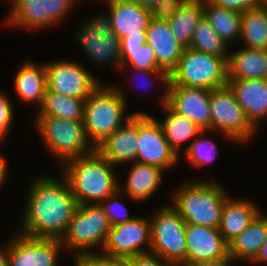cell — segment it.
Instances as JSON below:
<instances>
[{"mask_svg":"<svg viewBox=\"0 0 267 266\" xmlns=\"http://www.w3.org/2000/svg\"><path fill=\"white\" fill-rule=\"evenodd\" d=\"M208 131H202L190 145H188L184 150V155L186 159L195 168H201L209 163H211L215 156L217 155L216 144L206 137H202L203 134Z\"/></svg>","mask_w":267,"mask_h":266,"instance_id":"cell-33","label":"cell"},{"mask_svg":"<svg viewBox=\"0 0 267 266\" xmlns=\"http://www.w3.org/2000/svg\"><path fill=\"white\" fill-rule=\"evenodd\" d=\"M127 97L120 86L100 84L84 102L83 125L89 142L96 148L134 113L125 115Z\"/></svg>","mask_w":267,"mask_h":266,"instance_id":"cell-3","label":"cell"},{"mask_svg":"<svg viewBox=\"0 0 267 266\" xmlns=\"http://www.w3.org/2000/svg\"><path fill=\"white\" fill-rule=\"evenodd\" d=\"M44 64L48 91L86 100L100 85L83 63L59 59Z\"/></svg>","mask_w":267,"mask_h":266,"instance_id":"cell-12","label":"cell"},{"mask_svg":"<svg viewBox=\"0 0 267 266\" xmlns=\"http://www.w3.org/2000/svg\"><path fill=\"white\" fill-rule=\"evenodd\" d=\"M130 266H177L152 252L140 253L130 258Z\"/></svg>","mask_w":267,"mask_h":266,"instance_id":"cell-40","label":"cell"},{"mask_svg":"<svg viewBox=\"0 0 267 266\" xmlns=\"http://www.w3.org/2000/svg\"><path fill=\"white\" fill-rule=\"evenodd\" d=\"M48 152L57 157L60 165L71 159L92 153L83 121H72L55 116L35 117L34 124Z\"/></svg>","mask_w":267,"mask_h":266,"instance_id":"cell-5","label":"cell"},{"mask_svg":"<svg viewBox=\"0 0 267 266\" xmlns=\"http://www.w3.org/2000/svg\"><path fill=\"white\" fill-rule=\"evenodd\" d=\"M110 227L100 204L77 205L60 240L65 249L73 251V256L79 253H91L97 246L103 248Z\"/></svg>","mask_w":267,"mask_h":266,"instance_id":"cell-7","label":"cell"},{"mask_svg":"<svg viewBox=\"0 0 267 266\" xmlns=\"http://www.w3.org/2000/svg\"><path fill=\"white\" fill-rule=\"evenodd\" d=\"M204 16L203 0H187L168 24L178 42L189 47L194 30Z\"/></svg>","mask_w":267,"mask_h":266,"instance_id":"cell-30","label":"cell"},{"mask_svg":"<svg viewBox=\"0 0 267 266\" xmlns=\"http://www.w3.org/2000/svg\"><path fill=\"white\" fill-rule=\"evenodd\" d=\"M112 165L136 162L138 151V113L124 122L95 148Z\"/></svg>","mask_w":267,"mask_h":266,"instance_id":"cell-18","label":"cell"},{"mask_svg":"<svg viewBox=\"0 0 267 266\" xmlns=\"http://www.w3.org/2000/svg\"><path fill=\"white\" fill-rule=\"evenodd\" d=\"M121 195L122 191L118 189L100 203V206L103 208L110 226H116L118 224L131 221L135 218L128 216L129 214H127V208L124 206V203L119 201Z\"/></svg>","mask_w":267,"mask_h":266,"instance_id":"cell-35","label":"cell"},{"mask_svg":"<svg viewBox=\"0 0 267 266\" xmlns=\"http://www.w3.org/2000/svg\"><path fill=\"white\" fill-rule=\"evenodd\" d=\"M19 67L14 75L15 93L24 103H36L39 107L47 90L45 64L28 61Z\"/></svg>","mask_w":267,"mask_h":266,"instance_id":"cell-25","label":"cell"},{"mask_svg":"<svg viewBox=\"0 0 267 266\" xmlns=\"http://www.w3.org/2000/svg\"><path fill=\"white\" fill-rule=\"evenodd\" d=\"M61 168L62 176L67 180L78 205L100 204L121 184L114 173V166L96 149L90 154L66 161Z\"/></svg>","mask_w":267,"mask_h":266,"instance_id":"cell-2","label":"cell"},{"mask_svg":"<svg viewBox=\"0 0 267 266\" xmlns=\"http://www.w3.org/2000/svg\"><path fill=\"white\" fill-rule=\"evenodd\" d=\"M138 113V151L136 162L168 170L179 162V156L166 140L159 120L146 112Z\"/></svg>","mask_w":267,"mask_h":266,"instance_id":"cell-13","label":"cell"},{"mask_svg":"<svg viewBox=\"0 0 267 266\" xmlns=\"http://www.w3.org/2000/svg\"><path fill=\"white\" fill-rule=\"evenodd\" d=\"M6 158H4V156L0 153V187L2 186V184L5 182L6 179V175H7V162H6Z\"/></svg>","mask_w":267,"mask_h":266,"instance_id":"cell-45","label":"cell"},{"mask_svg":"<svg viewBox=\"0 0 267 266\" xmlns=\"http://www.w3.org/2000/svg\"><path fill=\"white\" fill-rule=\"evenodd\" d=\"M128 171L129 175L124 186L119 189L133 201L144 202L152 197L163 180V169L158 166L148 165L140 162H133Z\"/></svg>","mask_w":267,"mask_h":266,"instance_id":"cell-23","label":"cell"},{"mask_svg":"<svg viewBox=\"0 0 267 266\" xmlns=\"http://www.w3.org/2000/svg\"><path fill=\"white\" fill-rule=\"evenodd\" d=\"M227 82L225 58L187 47L169 74L168 85L213 90L226 86Z\"/></svg>","mask_w":267,"mask_h":266,"instance_id":"cell-6","label":"cell"},{"mask_svg":"<svg viewBox=\"0 0 267 266\" xmlns=\"http://www.w3.org/2000/svg\"><path fill=\"white\" fill-rule=\"evenodd\" d=\"M210 96L209 89L168 85L167 104L203 131L211 132Z\"/></svg>","mask_w":267,"mask_h":266,"instance_id":"cell-16","label":"cell"},{"mask_svg":"<svg viewBox=\"0 0 267 266\" xmlns=\"http://www.w3.org/2000/svg\"><path fill=\"white\" fill-rule=\"evenodd\" d=\"M12 102L4 92H0V141L3 142L7 132L12 127L13 123V109Z\"/></svg>","mask_w":267,"mask_h":266,"instance_id":"cell-37","label":"cell"},{"mask_svg":"<svg viewBox=\"0 0 267 266\" xmlns=\"http://www.w3.org/2000/svg\"><path fill=\"white\" fill-rule=\"evenodd\" d=\"M267 240V214L260 211L247 228L228 244V254L235 261H253Z\"/></svg>","mask_w":267,"mask_h":266,"instance_id":"cell-24","label":"cell"},{"mask_svg":"<svg viewBox=\"0 0 267 266\" xmlns=\"http://www.w3.org/2000/svg\"><path fill=\"white\" fill-rule=\"evenodd\" d=\"M142 7L152 10L161 0H133Z\"/></svg>","mask_w":267,"mask_h":266,"instance_id":"cell-46","label":"cell"},{"mask_svg":"<svg viewBox=\"0 0 267 266\" xmlns=\"http://www.w3.org/2000/svg\"><path fill=\"white\" fill-rule=\"evenodd\" d=\"M62 248L60 239L32 238L19 233L7 243L8 266H57Z\"/></svg>","mask_w":267,"mask_h":266,"instance_id":"cell-15","label":"cell"},{"mask_svg":"<svg viewBox=\"0 0 267 266\" xmlns=\"http://www.w3.org/2000/svg\"><path fill=\"white\" fill-rule=\"evenodd\" d=\"M2 247H0V266H8L7 244Z\"/></svg>","mask_w":267,"mask_h":266,"instance_id":"cell-47","label":"cell"},{"mask_svg":"<svg viewBox=\"0 0 267 266\" xmlns=\"http://www.w3.org/2000/svg\"><path fill=\"white\" fill-rule=\"evenodd\" d=\"M235 262L236 261L229 256L222 260L193 263L190 266H231V264H234Z\"/></svg>","mask_w":267,"mask_h":266,"instance_id":"cell-43","label":"cell"},{"mask_svg":"<svg viewBox=\"0 0 267 266\" xmlns=\"http://www.w3.org/2000/svg\"><path fill=\"white\" fill-rule=\"evenodd\" d=\"M211 132L222 133L230 141L249 142L256 129L247 120L244 110L238 104L228 85L211 90Z\"/></svg>","mask_w":267,"mask_h":266,"instance_id":"cell-9","label":"cell"},{"mask_svg":"<svg viewBox=\"0 0 267 266\" xmlns=\"http://www.w3.org/2000/svg\"><path fill=\"white\" fill-rule=\"evenodd\" d=\"M163 92L160 96V103L167 115L162 122L160 121V125L170 147L180 157V147L183 146L182 144L187 143L192 138L194 140L203 130L184 115L175 112L167 104V91L163 90Z\"/></svg>","mask_w":267,"mask_h":266,"instance_id":"cell-27","label":"cell"},{"mask_svg":"<svg viewBox=\"0 0 267 266\" xmlns=\"http://www.w3.org/2000/svg\"><path fill=\"white\" fill-rule=\"evenodd\" d=\"M189 47L226 60L229 58L228 44L211 27L205 16L197 24Z\"/></svg>","mask_w":267,"mask_h":266,"instance_id":"cell-32","label":"cell"},{"mask_svg":"<svg viewBox=\"0 0 267 266\" xmlns=\"http://www.w3.org/2000/svg\"><path fill=\"white\" fill-rule=\"evenodd\" d=\"M120 62L119 70L123 71L127 67L138 70H163L157 64L153 48L147 43L136 50L121 51Z\"/></svg>","mask_w":267,"mask_h":266,"instance_id":"cell-34","label":"cell"},{"mask_svg":"<svg viewBox=\"0 0 267 266\" xmlns=\"http://www.w3.org/2000/svg\"><path fill=\"white\" fill-rule=\"evenodd\" d=\"M146 43L153 48L158 66L168 74L176 67L186 48L176 40L167 20L154 18L146 30Z\"/></svg>","mask_w":267,"mask_h":266,"instance_id":"cell-21","label":"cell"},{"mask_svg":"<svg viewBox=\"0 0 267 266\" xmlns=\"http://www.w3.org/2000/svg\"><path fill=\"white\" fill-rule=\"evenodd\" d=\"M241 41L245 48L267 49V8L262 4L242 13Z\"/></svg>","mask_w":267,"mask_h":266,"instance_id":"cell-31","label":"cell"},{"mask_svg":"<svg viewBox=\"0 0 267 266\" xmlns=\"http://www.w3.org/2000/svg\"><path fill=\"white\" fill-rule=\"evenodd\" d=\"M187 181L174 191L172 207L186 223L218 228L225 200V188L212 181Z\"/></svg>","mask_w":267,"mask_h":266,"instance_id":"cell-4","label":"cell"},{"mask_svg":"<svg viewBox=\"0 0 267 266\" xmlns=\"http://www.w3.org/2000/svg\"><path fill=\"white\" fill-rule=\"evenodd\" d=\"M77 30L76 39L83 53L97 65L115 64L120 67L121 40L113 31L111 19L106 12L83 22Z\"/></svg>","mask_w":267,"mask_h":266,"instance_id":"cell-10","label":"cell"},{"mask_svg":"<svg viewBox=\"0 0 267 266\" xmlns=\"http://www.w3.org/2000/svg\"><path fill=\"white\" fill-rule=\"evenodd\" d=\"M228 79L267 78V49L242 48L229 52L227 60Z\"/></svg>","mask_w":267,"mask_h":266,"instance_id":"cell-26","label":"cell"},{"mask_svg":"<svg viewBox=\"0 0 267 266\" xmlns=\"http://www.w3.org/2000/svg\"><path fill=\"white\" fill-rule=\"evenodd\" d=\"M227 85L244 110L247 120L257 130L260 120L267 117V78L228 79Z\"/></svg>","mask_w":267,"mask_h":266,"instance_id":"cell-19","label":"cell"},{"mask_svg":"<svg viewBox=\"0 0 267 266\" xmlns=\"http://www.w3.org/2000/svg\"><path fill=\"white\" fill-rule=\"evenodd\" d=\"M263 5L267 8V0H263Z\"/></svg>","mask_w":267,"mask_h":266,"instance_id":"cell-48","label":"cell"},{"mask_svg":"<svg viewBox=\"0 0 267 266\" xmlns=\"http://www.w3.org/2000/svg\"><path fill=\"white\" fill-rule=\"evenodd\" d=\"M187 0H161L152 10V18L169 20L185 4Z\"/></svg>","mask_w":267,"mask_h":266,"instance_id":"cell-38","label":"cell"},{"mask_svg":"<svg viewBox=\"0 0 267 266\" xmlns=\"http://www.w3.org/2000/svg\"><path fill=\"white\" fill-rule=\"evenodd\" d=\"M212 4L240 13L256 8L263 4V0H209Z\"/></svg>","mask_w":267,"mask_h":266,"instance_id":"cell-39","label":"cell"},{"mask_svg":"<svg viewBox=\"0 0 267 266\" xmlns=\"http://www.w3.org/2000/svg\"><path fill=\"white\" fill-rule=\"evenodd\" d=\"M113 31L123 38L127 35L146 34L152 19L151 10L133 0H106Z\"/></svg>","mask_w":267,"mask_h":266,"instance_id":"cell-20","label":"cell"},{"mask_svg":"<svg viewBox=\"0 0 267 266\" xmlns=\"http://www.w3.org/2000/svg\"><path fill=\"white\" fill-rule=\"evenodd\" d=\"M253 263H265L267 264V240L266 242L261 246L260 252L256 256V258L252 261Z\"/></svg>","mask_w":267,"mask_h":266,"instance_id":"cell-44","label":"cell"},{"mask_svg":"<svg viewBox=\"0 0 267 266\" xmlns=\"http://www.w3.org/2000/svg\"><path fill=\"white\" fill-rule=\"evenodd\" d=\"M75 266H130L129 257H114L99 252L74 255Z\"/></svg>","mask_w":267,"mask_h":266,"instance_id":"cell-36","label":"cell"},{"mask_svg":"<svg viewBox=\"0 0 267 266\" xmlns=\"http://www.w3.org/2000/svg\"><path fill=\"white\" fill-rule=\"evenodd\" d=\"M84 102L83 99L46 90L35 117L55 116L66 120L83 121Z\"/></svg>","mask_w":267,"mask_h":266,"instance_id":"cell-29","label":"cell"},{"mask_svg":"<svg viewBox=\"0 0 267 266\" xmlns=\"http://www.w3.org/2000/svg\"><path fill=\"white\" fill-rule=\"evenodd\" d=\"M156 211L150 219V252L177 266H186V222L171 205Z\"/></svg>","mask_w":267,"mask_h":266,"instance_id":"cell-8","label":"cell"},{"mask_svg":"<svg viewBox=\"0 0 267 266\" xmlns=\"http://www.w3.org/2000/svg\"><path fill=\"white\" fill-rule=\"evenodd\" d=\"M260 207L250 200L228 197L222 208L218 230L229 244L241 234L260 212Z\"/></svg>","mask_w":267,"mask_h":266,"instance_id":"cell-22","label":"cell"},{"mask_svg":"<svg viewBox=\"0 0 267 266\" xmlns=\"http://www.w3.org/2000/svg\"><path fill=\"white\" fill-rule=\"evenodd\" d=\"M10 1L12 9L4 20V24L34 31L58 25L66 18L68 12L73 10L77 0Z\"/></svg>","mask_w":267,"mask_h":266,"instance_id":"cell-11","label":"cell"},{"mask_svg":"<svg viewBox=\"0 0 267 266\" xmlns=\"http://www.w3.org/2000/svg\"><path fill=\"white\" fill-rule=\"evenodd\" d=\"M121 40V51L136 50L146 43V34L127 35Z\"/></svg>","mask_w":267,"mask_h":266,"instance_id":"cell-41","label":"cell"},{"mask_svg":"<svg viewBox=\"0 0 267 266\" xmlns=\"http://www.w3.org/2000/svg\"><path fill=\"white\" fill-rule=\"evenodd\" d=\"M150 246V219L135 216L131 221L110 227L102 251L103 254L114 257L131 258L140 253L150 252Z\"/></svg>","mask_w":267,"mask_h":266,"instance_id":"cell-14","label":"cell"},{"mask_svg":"<svg viewBox=\"0 0 267 266\" xmlns=\"http://www.w3.org/2000/svg\"><path fill=\"white\" fill-rule=\"evenodd\" d=\"M60 178L43 175L32 181L18 233L32 238L63 237L78 204L67 180Z\"/></svg>","mask_w":267,"mask_h":266,"instance_id":"cell-1","label":"cell"},{"mask_svg":"<svg viewBox=\"0 0 267 266\" xmlns=\"http://www.w3.org/2000/svg\"><path fill=\"white\" fill-rule=\"evenodd\" d=\"M186 266L229 257L228 244L218 228L186 223Z\"/></svg>","mask_w":267,"mask_h":266,"instance_id":"cell-17","label":"cell"},{"mask_svg":"<svg viewBox=\"0 0 267 266\" xmlns=\"http://www.w3.org/2000/svg\"><path fill=\"white\" fill-rule=\"evenodd\" d=\"M135 70L136 73L141 74L142 76L145 77H150L152 78L155 77L158 78L160 80V82L162 83V85L165 88V91H167L168 89V84H169V74L164 71V70H159V71H152V70H138V69H133V71Z\"/></svg>","mask_w":267,"mask_h":266,"instance_id":"cell-42","label":"cell"},{"mask_svg":"<svg viewBox=\"0 0 267 266\" xmlns=\"http://www.w3.org/2000/svg\"><path fill=\"white\" fill-rule=\"evenodd\" d=\"M204 16L216 33L230 45L241 36L242 13L224 9L203 0Z\"/></svg>","mask_w":267,"mask_h":266,"instance_id":"cell-28","label":"cell"}]
</instances>
